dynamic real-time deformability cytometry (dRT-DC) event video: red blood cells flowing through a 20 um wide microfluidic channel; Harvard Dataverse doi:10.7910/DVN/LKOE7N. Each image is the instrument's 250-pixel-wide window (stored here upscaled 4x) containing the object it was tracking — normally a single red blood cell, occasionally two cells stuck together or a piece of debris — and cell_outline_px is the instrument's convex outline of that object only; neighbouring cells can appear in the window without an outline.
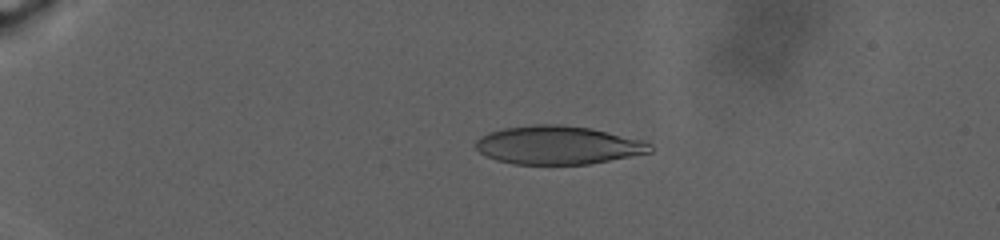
{"species": "human", "species_latin": "Homo sapiens", "temperature_condition": "warm", "stored_images_in_passage": 75, "camera_frame_rate_fps": 3000, "um_per_image_px": 0.085, "donor": {"sex": "male"}, "frame": {"image": 1, "passage_image": 20, "time_ms": 8.0, "image_size_px": [1000, 240], "cell_outline_px": [[656, 148], [652, 152], [588, 164], [512, 164], [496, 160], [480, 152], [476, 148], [476, 140], [480, 136], [488, 132], [504, 128], [536, 124], [560, 124], [588, 128], [648, 140]], "centroid_in_image_um": [47.48, 12.33], "position_along_channel_um": 37.5, "area_um2": 39.25}}
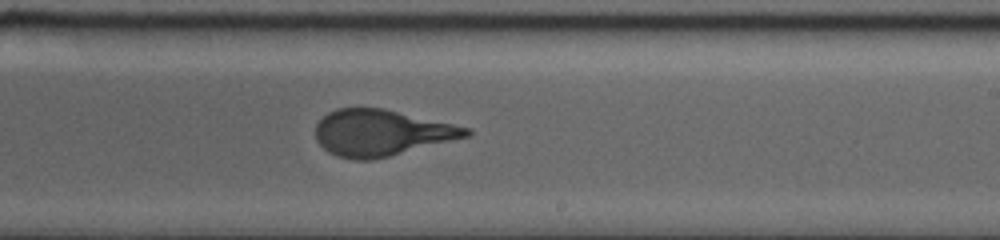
{"frame": {"image": 2, "passage_image": 49, "time_ms": 21.333, "image_size_px": [1000, 240], "cell_outline_px": [[472, 132], [468, 136], [372, 160], [352, 160], [336, 156], [328, 152], [316, 140], [316, 124], [328, 112], [336, 108], [384, 108], [472, 128]], "centroid_in_image_um": [32.39, 11.28], "position_along_channel_um": 256.6, "area_um2": 40.4}}
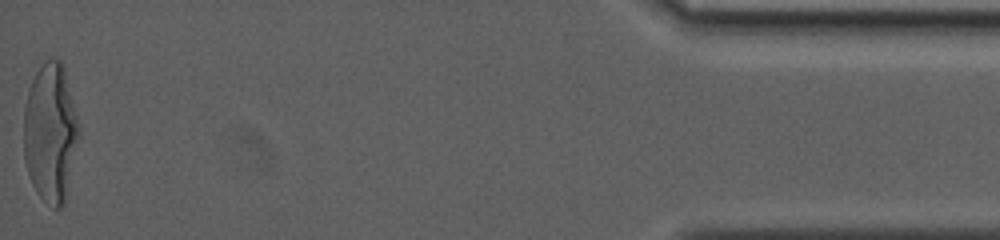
{"frame": {"image": 3, "passage_image": 75, "time_ms": 32.333, "image_size_px": [1000, 240], "cell_outline_px": [[80, 136], [64, 204], [60, 208], [52, 208], [36, 192], [32, 184], [24, 160], [24, 108], [28, 92], [32, 80], [36, 72], [52, 56], [60, 60], [64, 68], [80, 124]], "centroid_in_image_um": [4.31, 11.29], "position_along_channel_um": 430.9, "area_um2": 44.85}, "authors_computed_cell_mechanics": {"area_um2": 41.038, "velocity_mm_per_s": 2.2592, "shape_relaxation_time_tau1_ms": 10.1015, "shape_relaxation_time_tau2_ms": null, "deformation_change_tau1": 0.2894, "deformation_change_tau2": null}}